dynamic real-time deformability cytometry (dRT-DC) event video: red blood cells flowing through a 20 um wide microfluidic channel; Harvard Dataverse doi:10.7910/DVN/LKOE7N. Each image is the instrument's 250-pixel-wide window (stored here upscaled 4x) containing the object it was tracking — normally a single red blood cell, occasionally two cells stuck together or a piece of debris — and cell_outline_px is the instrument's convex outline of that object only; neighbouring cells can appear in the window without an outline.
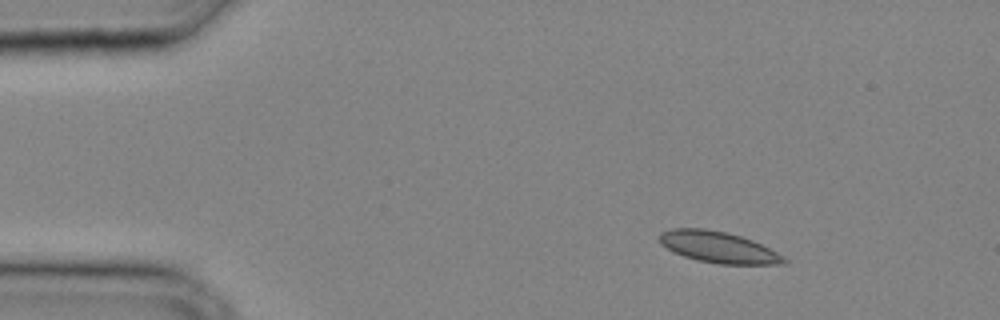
{"species": "common noctule bat (a hibernating species)", "species_latin": "Nyctalus noctula", "temperature_condition": "cold", "stored_images_in_passage": 32, "camera_frame_rate_fps": 3000, "um_per_image_px": 0.085, "animal": {"sex": "male", "body_mass_g": 20.4}, "frame": {"image": 1, "passage_image": 4, "time_ms": 1.0, "image_size_px": [1000, 320], "cell_outline_px": [[788, 260], [784, 264], [720, 264], [696, 260], [684, 256], [660, 244], [660, 232], [672, 228], [704, 228], [724, 232], [740, 236], [752, 240], [784, 256]], "centroid_in_image_um": [61.05, 21.01], "position_along_channel_um": 23.9, "area_um2": 22.43}}
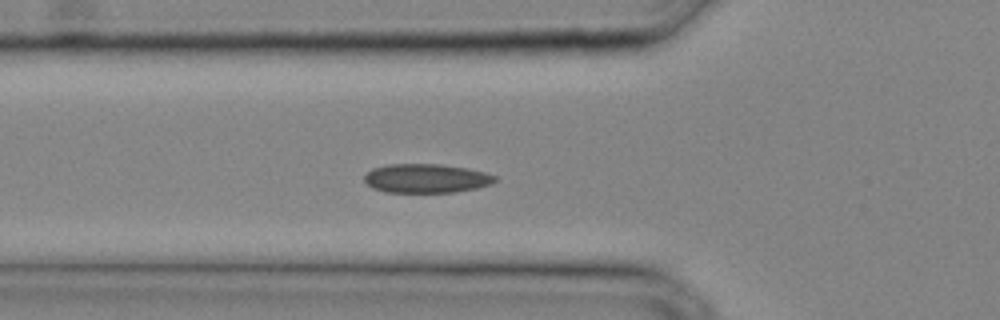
{"frame": {"image": 2, "passage_image": 11, "time_ms": 3.333, "image_size_px": [1000, 320], "cell_outline_px": [[500, 180], [492, 184], [476, 188], [456, 192], [384, 192], [372, 188], [364, 180], [364, 176], [372, 168], [388, 164], [440, 164], [468, 168], [484, 172], [496, 176]], "centroid_in_image_um": [36.25, 15.16], "position_along_channel_um": 89.5, "area_um2": 22.25}}
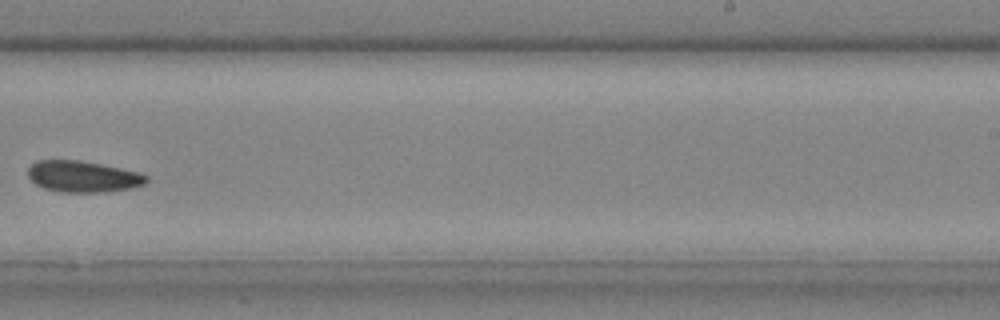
{"frame": {"image": 3, "passage_image": 21, "time_ms": 6.667, "image_size_px": [1000, 320], "cell_outline_px": [[148, 180], [144, 184], [132, 188], [104, 192], [60, 192], [44, 188], [36, 184], [28, 176], [28, 168], [36, 160], [80, 160], [140, 172], [148, 176]], "centroid_in_image_um": [7.06, 15.0], "position_along_channel_um": 281.9, "area_um2": 21.62}}